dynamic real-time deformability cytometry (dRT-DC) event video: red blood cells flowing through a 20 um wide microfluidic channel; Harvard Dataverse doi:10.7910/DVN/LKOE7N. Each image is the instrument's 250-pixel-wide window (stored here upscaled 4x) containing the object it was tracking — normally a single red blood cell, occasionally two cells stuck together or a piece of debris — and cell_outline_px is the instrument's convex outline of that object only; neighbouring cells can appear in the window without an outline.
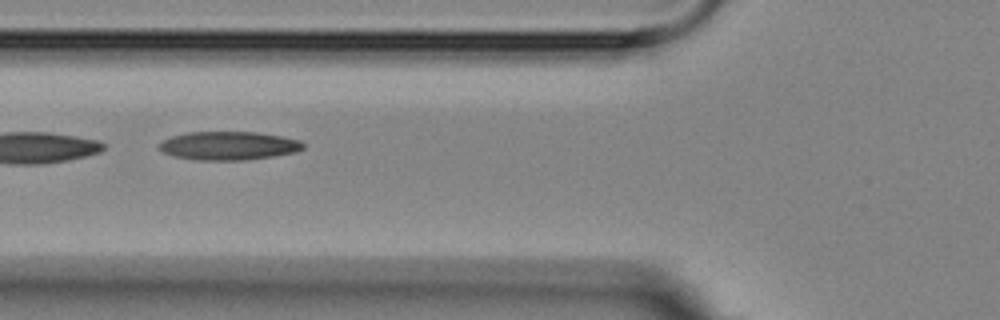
{"species": "Egyptian fruit bat (a non-hibernating species)", "species_latin": "Rousettus aegyptiacus", "temperature_condition": "room temperature", "stored_images_in_passage": 6, "camera_frame_rate_fps": 3000, "um_per_image_px": 0.085, "animal": {"sex": "female"}, "frame": {"image": 1, "passage_image": 2, "time_ms": 1.0, "image_size_px": [1000, 320], "cell_outline_px": [[304, 148], [296, 152], [272, 156], [244, 160], [196, 160], [176, 156], [164, 152], [160, 148], [160, 144], [164, 140], [172, 136], [188, 132], [256, 132], [280, 136], [300, 140], [304, 144]], "centroid_in_image_um": [19.47, 12.38], "position_along_channel_um": 106.3, "area_um2": 23.64}}
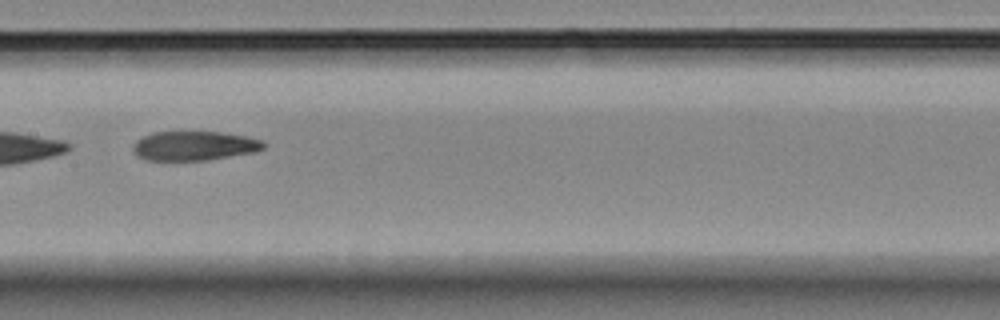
{"frame": {"image": 2, "passage_image": 4, "time_ms": 3.333, "image_size_px": [1000, 320], "cell_outline_px": [[268, 144], [264, 148], [256, 152], [204, 160], [148, 160], [132, 152], [132, 144], [136, 140], [152, 132], [220, 132], [244, 136], [264, 140]], "centroid_in_image_um": [16.53, 12.39], "position_along_channel_um": 190.9, "area_um2": 22.31}}
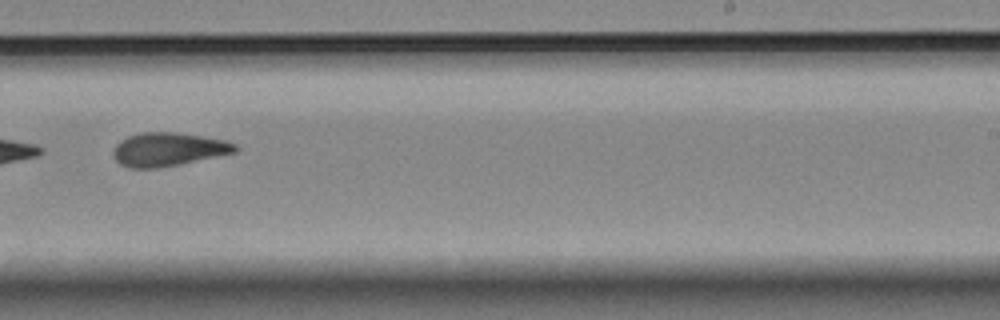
{"frame": {"image": 3, "passage_image": 6, "time_ms": 5.667, "image_size_px": [1000, 320], "cell_outline_px": [[240, 148], [236, 152], [180, 164], [160, 168], [128, 168], [120, 164], [112, 156], [112, 152], [116, 144], [120, 140], [128, 136], [140, 132], [176, 132], [224, 140], [236, 144]], "centroid_in_image_um": [14.27, 12.7], "position_along_channel_um": 274.7, "area_um2": 23.93}}